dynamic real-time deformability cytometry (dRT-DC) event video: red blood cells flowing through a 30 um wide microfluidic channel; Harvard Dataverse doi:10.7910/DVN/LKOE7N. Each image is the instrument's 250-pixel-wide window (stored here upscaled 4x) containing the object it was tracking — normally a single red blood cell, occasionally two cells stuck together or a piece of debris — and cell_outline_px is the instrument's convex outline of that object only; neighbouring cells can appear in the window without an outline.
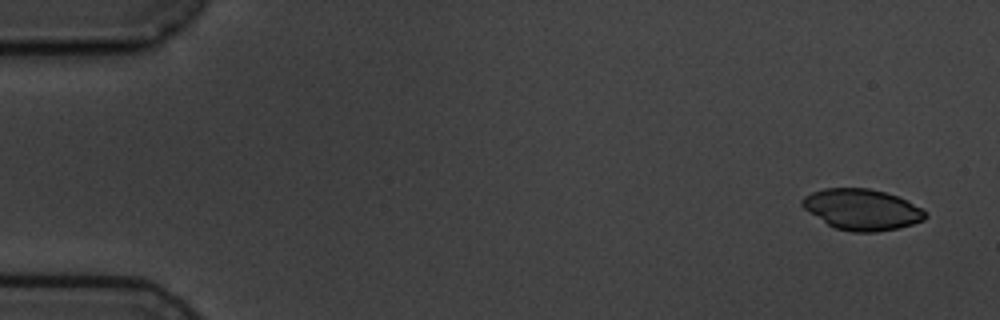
{"species": "common noctule bat (a hibernating species)", "species_latin": "Nyctalus noctula", "temperature_condition": "cold", "stored_images_in_passage": 6, "segment_of_instrument_passage": [1, 2], "camera_frame_rate_fps": 3000, "um_per_image_px": 0.085, "animal": {"sex": "male", "body_mass_g": 19.5, "forearm_length_mm": 54.6}, "frame": {"image": 1, "passage_image": 1, "time_ms": 0.0, "image_size_px": [1000, 320], "cell_outline_px": [[928, 216], [924, 220], [900, 228], [876, 232], [852, 232], [836, 228], [828, 224], [804, 208], [800, 204], [800, 200], [804, 196], [812, 192], [824, 188], [868, 188], [884, 192], [896, 196], [928, 212]], "centroid_in_image_um": [73.26, 17.81], "position_along_channel_um": 11.7, "area_um2": 29.19}}